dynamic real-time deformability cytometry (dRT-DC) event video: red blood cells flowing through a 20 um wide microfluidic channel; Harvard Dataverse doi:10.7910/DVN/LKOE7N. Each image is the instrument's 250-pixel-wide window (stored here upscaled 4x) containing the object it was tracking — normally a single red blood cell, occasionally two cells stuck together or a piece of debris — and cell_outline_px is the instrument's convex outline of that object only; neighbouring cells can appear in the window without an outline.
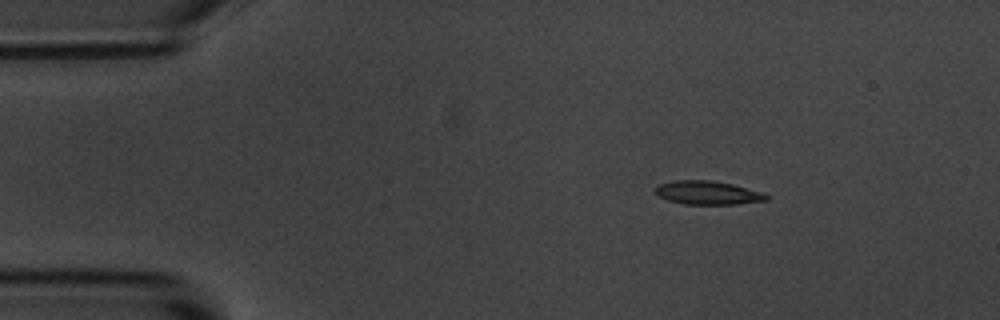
{"species": "common noctule bat (a hibernating species)", "species_latin": "Nyctalus noctula", "temperature_condition": "room temperature", "stored_images_in_passage": 4, "camera_frame_rate_fps": 3000, "um_per_image_px": 0.085, "animal": {"sex": "male", "body_mass_g": 20.1, "forearm_length_mm": 53.5}, "frame": {"image": 1, "passage_image": 2, "time_ms": 1.333, "image_size_px": [1000, 320], "cell_outline_px": [[768, 200], [736, 204], [684, 204], [668, 200], [660, 196], [656, 192], [656, 188], [660, 184], [672, 180], [712, 180], [732, 184], [764, 192], [768, 196]], "centroid_in_image_um": [60.19, 16.38], "position_along_channel_um": 24.8, "area_um2": 15.2}}